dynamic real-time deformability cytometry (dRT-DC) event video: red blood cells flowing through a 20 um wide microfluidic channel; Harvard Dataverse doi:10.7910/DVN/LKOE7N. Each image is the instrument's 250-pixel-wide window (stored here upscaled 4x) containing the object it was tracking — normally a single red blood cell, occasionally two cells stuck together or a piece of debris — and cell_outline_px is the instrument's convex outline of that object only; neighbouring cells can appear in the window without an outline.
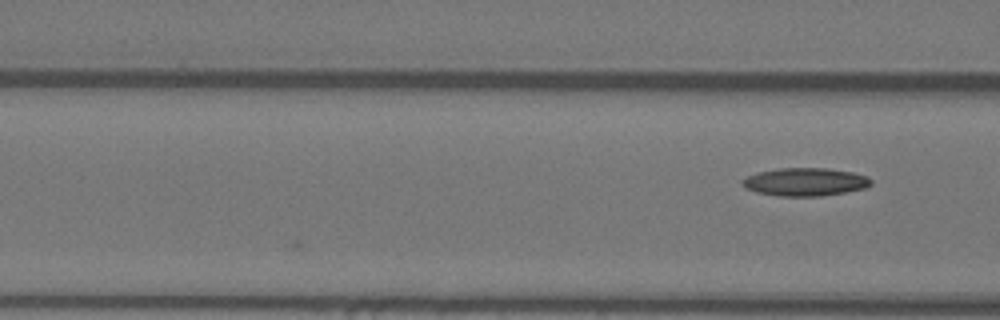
{"species": "Egyptian fruit bat (a non-hibernating species)", "species_latin": "Rousettus aegyptiacus", "temperature_condition": "warm", "stored_images_in_passage": 5, "camera_frame_rate_fps": 3000, "um_per_image_px": 0.085, "animal": {"sex": "female"}, "frame": {"image": 1, "passage_image": 5, "time_ms": 1.333, "image_size_px": [1000, 320], "cell_outline_px": [[872, 184], [864, 188], [844, 192], [820, 196], [776, 196], [756, 192], [744, 188], [740, 184], [740, 180], [756, 172], [780, 168], [828, 168], [852, 172], [868, 176], [872, 180]], "centroid_in_image_um": [68.39, 15.46], "position_along_channel_um": 98.2, "area_um2": 21.21}}